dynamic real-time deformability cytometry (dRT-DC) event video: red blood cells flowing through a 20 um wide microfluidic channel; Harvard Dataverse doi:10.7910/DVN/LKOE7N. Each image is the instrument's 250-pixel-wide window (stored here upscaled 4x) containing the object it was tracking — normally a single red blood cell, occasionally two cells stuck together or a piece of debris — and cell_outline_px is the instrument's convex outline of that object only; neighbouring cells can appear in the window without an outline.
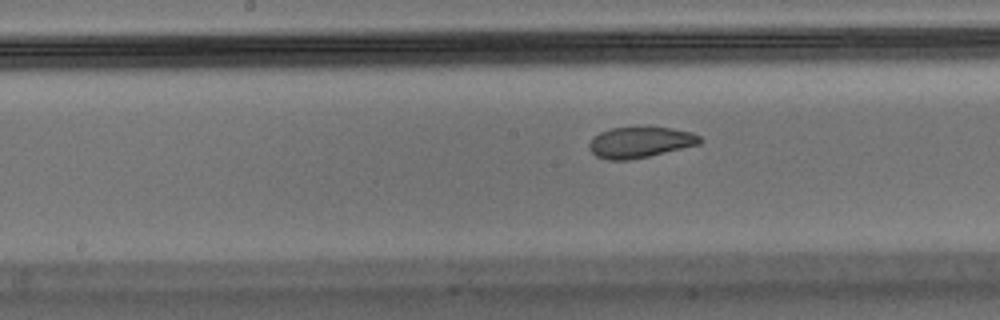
{"species": "Egyptian fruit bat (a non-hibernating species)", "species_latin": "Rousettus aegyptiacus", "temperature_condition": "warm", "stored_images_in_passage": 41, "camera_frame_rate_fps": 3000, "um_per_image_px": 0.085, "animal": {"sex": "male"}, "frame": {"image": 1, "passage_image": 24, "time_ms": 7.667, "image_size_px": [1000, 320], "cell_outline_px": [[704, 140], [700, 144], [648, 156], [628, 160], [608, 160], [596, 156], [588, 148], [588, 144], [592, 136], [600, 132], [612, 128], [672, 128], [692, 132], [700, 136]], "centroid_in_image_um": [54.4, 12.1], "position_along_channel_um": 193.8, "area_um2": 19.83}}